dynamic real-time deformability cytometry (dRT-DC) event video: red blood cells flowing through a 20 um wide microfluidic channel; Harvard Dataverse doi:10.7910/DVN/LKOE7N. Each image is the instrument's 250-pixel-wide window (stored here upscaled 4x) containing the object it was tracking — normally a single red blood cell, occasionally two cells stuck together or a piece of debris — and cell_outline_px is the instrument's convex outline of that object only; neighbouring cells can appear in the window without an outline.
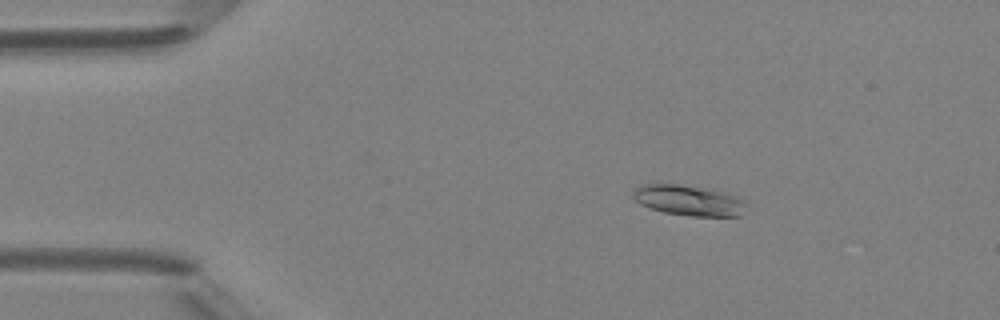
{"species": "Egyptian fruit bat (a non-hibernating species)", "species_latin": "Rousettus aegyptiacus", "temperature_condition": "room temperature", "stored_images_in_passage": 4, "camera_frame_rate_fps": 3000, "um_per_image_px": 0.085, "animal": {"sex": "female"}, "frame": {"image": 1, "passage_image": 2, "time_ms": 1.0, "image_size_px": [1000, 320], "cell_outline_px": [[744, 204], [740, 216], [688, 216], [664, 212], [640, 204], [632, 196], [632, 192], [640, 184], [656, 180], [712, 188], [728, 192], [744, 200]], "centroid_in_image_um": [58.46, 16.96], "position_along_channel_um": 26.5, "area_um2": 20.98}}